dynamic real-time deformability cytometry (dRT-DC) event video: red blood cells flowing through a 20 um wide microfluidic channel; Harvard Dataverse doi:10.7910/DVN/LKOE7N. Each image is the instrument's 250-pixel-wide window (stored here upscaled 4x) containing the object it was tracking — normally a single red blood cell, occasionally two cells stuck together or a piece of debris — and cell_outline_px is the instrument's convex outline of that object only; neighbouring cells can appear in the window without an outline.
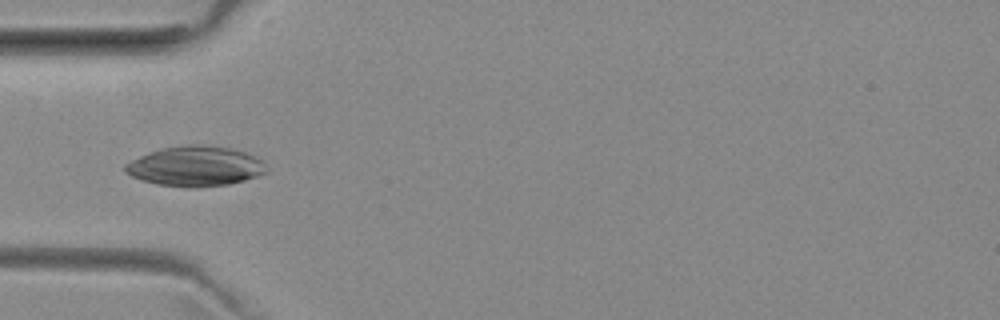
{"species": "common noctule bat (a hibernating species)", "species_latin": "Nyctalus noctula", "temperature_condition": "room temperature", "stored_images_in_passage": 51, "camera_frame_rate_fps": 3000, "um_per_image_px": 0.085, "animal": {"sex": "female", "body_mass_g": 29.2, "forearm_length_mm": 56.3}, "frame": {"image": 1, "passage_image": 16, "time_ms": 5.0, "image_size_px": [1000, 320], "cell_outline_px": [[268, 172], [244, 180], [228, 184], [192, 188], [188, 188], [156, 184], [140, 180], [124, 172], [124, 164], [140, 156], [160, 148], [184, 144], [204, 144], [232, 148], [256, 156], [264, 160], [268, 168]], "centroid_in_image_um": [16.62, 14.12], "position_along_channel_um": 68.4, "area_um2": 33.41}}
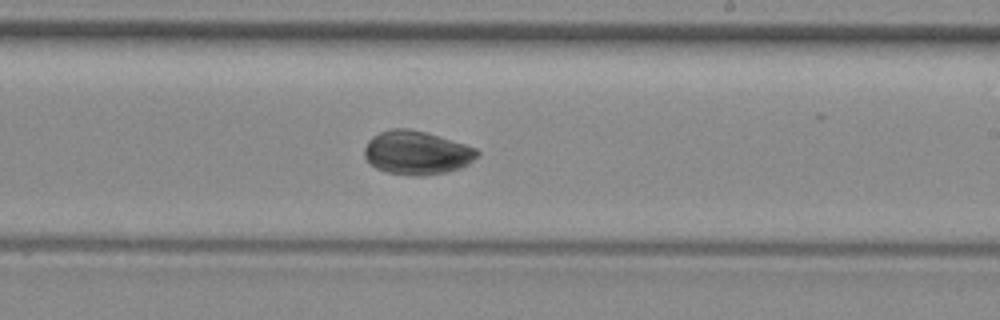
{"frame": {"image": 2, "passage_image": 30, "time_ms": 9.667, "image_size_px": [1000, 320], "cell_outline_px": [[480, 156], [468, 164], [460, 168], [444, 172], [420, 176], [416, 176], [388, 172], [376, 168], [368, 164], [364, 156], [364, 148], [368, 140], [372, 136], [380, 132], [392, 128], [408, 128], [428, 132], [476, 148], [480, 152]], "centroid_in_image_um": [35.41, 12.97], "position_along_channel_um": 253.6, "area_um2": 28.9}}
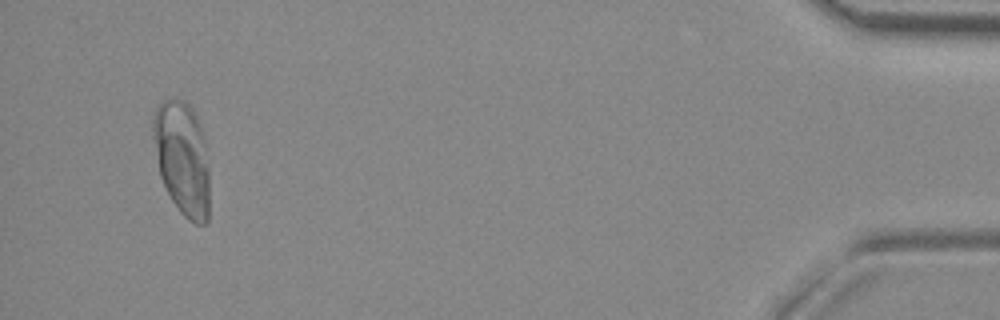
{"frame": {"image": 3, "passage_image": 49, "time_ms": 16.0, "image_size_px": [1000, 320], "cell_outline_px": [[208, 224], [196, 224], [188, 220], [180, 212], [172, 200], [160, 176], [152, 136], [152, 120], [156, 108], [164, 100], [184, 100], [192, 108], [200, 124], [204, 136], [208, 168]], "centroid_in_image_um": [15.49, 13.46], "position_along_channel_um": 419.7, "area_um2": 37.34}}